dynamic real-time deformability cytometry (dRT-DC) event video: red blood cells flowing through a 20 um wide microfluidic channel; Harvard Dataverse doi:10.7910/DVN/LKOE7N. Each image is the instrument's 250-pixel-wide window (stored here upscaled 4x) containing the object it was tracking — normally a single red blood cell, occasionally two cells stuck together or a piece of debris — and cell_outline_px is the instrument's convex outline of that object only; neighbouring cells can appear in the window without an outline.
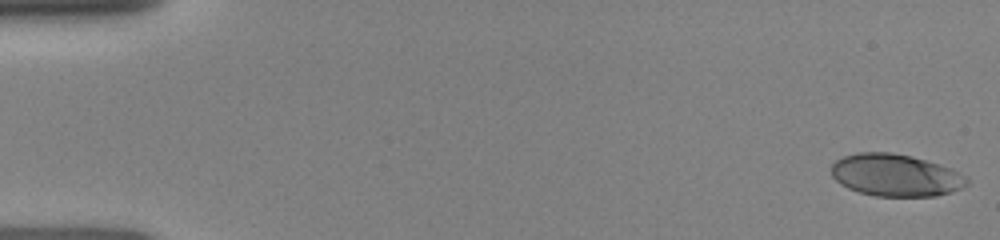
{"species": "human", "species_latin": "Homo sapiens", "temperature_condition": "room temperature", "stored_images_in_passage": 93, "camera_frame_rate_fps": 3000, "um_per_image_px": 0.085, "donor": {"sex": "female"}, "frame": {"image": 1, "passage_image": 1, "time_ms": 0.0, "image_size_px": [1000, 240], "cell_outline_px": [[968, 184], [952, 192], [936, 196], [876, 196], [860, 192], [848, 188], [840, 184], [832, 176], [832, 164], [836, 160], [844, 156], [856, 152], [892, 152], [912, 156], [952, 168], [968, 176]], "centroid_in_image_um": [76.15, 14.89], "position_along_channel_um": 8.9, "area_um2": 33.52}}
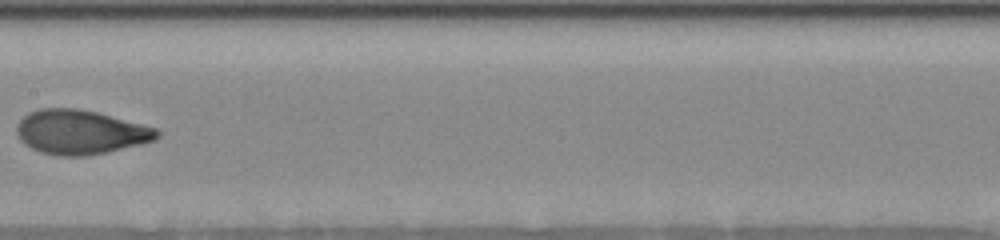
{"frame": {"image": 2, "passage_image": 44, "time_ms": 8.0, "image_size_px": [1000, 240], "cell_outline_px": [[160, 136], [156, 140], [108, 152], [84, 156], [60, 156], [40, 152], [24, 144], [20, 140], [16, 132], [16, 124], [28, 112], [40, 108], [80, 108], [96, 112], [156, 128], [160, 132]], "centroid_in_image_um": [6.81, 11.23], "position_along_channel_um": 200.6, "area_um2": 36.3}}
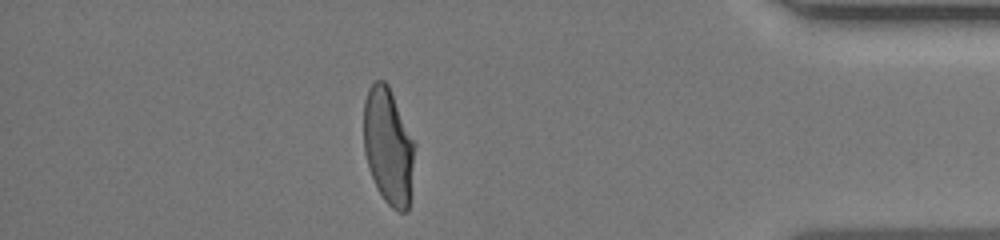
{"frame": {"image": 3, "passage_image": 83, "time_ms": 13.667, "image_size_px": [1000, 240], "cell_outline_px": [[416, 144], [408, 212], [400, 212], [392, 208], [384, 200], [368, 168], [364, 152], [364, 100], [368, 88], [376, 80], [384, 80], [388, 84]], "centroid_in_image_um": [33.02, 12.42], "position_along_channel_um": 402.2, "area_um2": 34.74}}